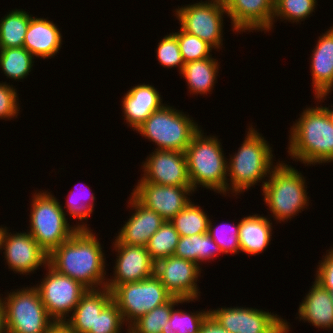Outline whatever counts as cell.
<instances>
[{
  "mask_svg": "<svg viewBox=\"0 0 333 333\" xmlns=\"http://www.w3.org/2000/svg\"><path fill=\"white\" fill-rule=\"evenodd\" d=\"M95 234L91 229H78L48 256V264L53 269L88 290L105 288L107 284L106 257Z\"/></svg>",
  "mask_w": 333,
  "mask_h": 333,
  "instance_id": "obj_1",
  "label": "cell"
},
{
  "mask_svg": "<svg viewBox=\"0 0 333 333\" xmlns=\"http://www.w3.org/2000/svg\"><path fill=\"white\" fill-rule=\"evenodd\" d=\"M293 122L288 154L305 166L333 162V123L323 106L307 107Z\"/></svg>",
  "mask_w": 333,
  "mask_h": 333,
  "instance_id": "obj_2",
  "label": "cell"
},
{
  "mask_svg": "<svg viewBox=\"0 0 333 333\" xmlns=\"http://www.w3.org/2000/svg\"><path fill=\"white\" fill-rule=\"evenodd\" d=\"M248 127L247 135L238 151L227 159V193L236 196L248 191L260 181L262 187L276 166L273 163V150L257 129ZM229 182V183H228ZM229 191V192H228Z\"/></svg>",
  "mask_w": 333,
  "mask_h": 333,
  "instance_id": "obj_3",
  "label": "cell"
},
{
  "mask_svg": "<svg viewBox=\"0 0 333 333\" xmlns=\"http://www.w3.org/2000/svg\"><path fill=\"white\" fill-rule=\"evenodd\" d=\"M202 128L185 150L192 189L205 187L218 194H227V158L215 135H204Z\"/></svg>",
  "mask_w": 333,
  "mask_h": 333,
  "instance_id": "obj_4",
  "label": "cell"
},
{
  "mask_svg": "<svg viewBox=\"0 0 333 333\" xmlns=\"http://www.w3.org/2000/svg\"><path fill=\"white\" fill-rule=\"evenodd\" d=\"M306 177L284 161L276 162L262 190L263 200L270 217L278 222H287L309 206ZM295 215V216H294Z\"/></svg>",
  "mask_w": 333,
  "mask_h": 333,
  "instance_id": "obj_5",
  "label": "cell"
},
{
  "mask_svg": "<svg viewBox=\"0 0 333 333\" xmlns=\"http://www.w3.org/2000/svg\"><path fill=\"white\" fill-rule=\"evenodd\" d=\"M28 231L39 246L50 254L78 229L68 223L65 210L51 192L39 191L32 196ZM72 226V227H71Z\"/></svg>",
  "mask_w": 333,
  "mask_h": 333,
  "instance_id": "obj_6",
  "label": "cell"
},
{
  "mask_svg": "<svg viewBox=\"0 0 333 333\" xmlns=\"http://www.w3.org/2000/svg\"><path fill=\"white\" fill-rule=\"evenodd\" d=\"M200 127L189 114L165 104L154 111L135 131L155 143V150L185 152Z\"/></svg>",
  "mask_w": 333,
  "mask_h": 333,
  "instance_id": "obj_7",
  "label": "cell"
},
{
  "mask_svg": "<svg viewBox=\"0 0 333 333\" xmlns=\"http://www.w3.org/2000/svg\"><path fill=\"white\" fill-rule=\"evenodd\" d=\"M6 329L10 333H50L57 323L49 316L35 286L7 292Z\"/></svg>",
  "mask_w": 333,
  "mask_h": 333,
  "instance_id": "obj_8",
  "label": "cell"
},
{
  "mask_svg": "<svg viewBox=\"0 0 333 333\" xmlns=\"http://www.w3.org/2000/svg\"><path fill=\"white\" fill-rule=\"evenodd\" d=\"M111 293L127 329L141 316L172 297L155 275L141 281L120 284Z\"/></svg>",
  "mask_w": 333,
  "mask_h": 333,
  "instance_id": "obj_9",
  "label": "cell"
},
{
  "mask_svg": "<svg viewBox=\"0 0 333 333\" xmlns=\"http://www.w3.org/2000/svg\"><path fill=\"white\" fill-rule=\"evenodd\" d=\"M175 17L185 32L206 41L216 51L223 46L224 14L227 15L224 0H206L183 5L175 9Z\"/></svg>",
  "mask_w": 333,
  "mask_h": 333,
  "instance_id": "obj_10",
  "label": "cell"
},
{
  "mask_svg": "<svg viewBox=\"0 0 333 333\" xmlns=\"http://www.w3.org/2000/svg\"><path fill=\"white\" fill-rule=\"evenodd\" d=\"M45 268L46 275L41 283L34 286L49 316L57 324H63L88 289L69 276L60 274L49 264Z\"/></svg>",
  "mask_w": 333,
  "mask_h": 333,
  "instance_id": "obj_11",
  "label": "cell"
},
{
  "mask_svg": "<svg viewBox=\"0 0 333 333\" xmlns=\"http://www.w3.org/2000/svg\"><path fill=\"white\" fill-rule=\"evenodd\" d=\"M209 315L230 333H289L291 329L279 315L252 307L209 309Z\"/></svg>",
  "mask_w": 333,
  "mask_h": 333,
  "instance_id": "obj_12",
  "label": "cell"
},
{
  "mask_svg": "<svg viewBox=\"0 0 333 333\" xmlns=\"http://www.w3.org/2000/svg\"><path fill=\"white\" fill-rule=\"evenodd\" d=\"M3 226L0 233V251L4 250V260L14 273L30 275L35 270L48 265V256L32 235L27 232H9Z\"/></svg>",
  "mask_w": 333,
  "mask_h": 333,
  "instance_id": "obj_13",
  "label": "cell"
},
{
  "mask_svg": "<svg viewBox=\"0 0 333 333\" xmlns=\"http://www.w3.org/2000/svg\"><path fill=\"white\" fill-rule=\"evenodd\" d=\"M201 269L197 263L171 255L155 263L154 275L173 297L198 301Z\"/></svg>",
  "mask_w": 333,
  "mask_h": 333,
  "instance_id": "obj_14",
  "label": "cell"
},
{
  "mask_svg": "<svg viewBox=\"0 0 333 333\" xmlns=\"http://www.w3.org/2000/svg\"><path fill=\"white\" fill-rule=\"evenodd\" d=\"M131 193L142 205L170 221L185 208L195 192L192 186H170L145 182L142 178Z\"/></svg>",
  "mask_w": 333,
  "mask_h": 333,
  "instance_id": "obj_15",
  "label": "cell"
},
{
  "mask_svg": "<svg viewBox=\"0 0 333 333\" xmlns=\"http://www.w3.org/2000/svg\"><path fill=\"white\" fill-rule=\"evenodd\" d=\"M141 177L145 182L170 185L191 186L185 152L154 150L142 162Z\"/></svg>",
  "mask_w": 333,
  "mask_h": 333,
  "instance_id": "obj_16",
  "label": "cell"
},
{
  "mask_svg": "<svg viewBox=\"0 0 333 333\" xmlns=\"http://www.w3.org/2000/svg\"><path fill=\"white\" fill-rule=\"evenodd\" d=\"M112 245L113 250L117 252V258L114 260V273L110 276L111 279L107 278L106 288L110 291L120 284L141 281L154 275L155 262L146 247L122 243Z\"/></svg>",
  "mask_w": 333,
  "mask_h": 333,
  "instance_id": "obj_17",
  "label": "cell"
},
{
  "mask_svg": "<svg viewBox=\"0 0 333 333\" xmlns=\"http://www.w3.org/2000/svg\"><path fill=\"white\" fill-rule=\"evenodd\" d=\"M224 4L233 32L272 30L274 0H224Z\"/></svg>",
  "mask_w": 333,
  "mask_h": 333,
  "instance_id": "obj_18",
  "label": "cell"
},
{
  "mask_svg": "<svg viewBox=\"0 0 333 333\" xmlns=\"http://www.w3.org/2000/svg\"><path fill=\"white\" fill-rule=\"evenodd\" d=\"M134 210L127 222L118 231L113 243H122L128 246L146 247L151 236L164 224V220L155 211L142 205L132 194L128 206Z\"/></svg>",
  "mask_w": 333,
  "mask_h": 333,
  "instance_id": "obj_19",
  "label": "cell"
},
{
  "mask_svg": "<svg viewBox=\"0 0 333 333\" xmlns=\"http://www.w3.org/2000/svg\"><path fill=\"white\" fill-rule=\"evenodd\" d=\"M316 43L310 58L312 87L317 102H324L333 91V25Z\"/></svg>",
  "mask_w": 333,
  "mask_h": 333,
  "instance_id": "obj_20",
  "label": "cell"
},
{
  "mask_svg": "<svg viewBox=\"0 0 333 333\" xmlns=\"http://www.w3.org/2000/svg\"><path fill=\"white\" fill-rule=\"evenodd\" d=\"M161 96L154 85L140 83L133 86L121 99L126 124L133 131L140 127L154 111L165 105Z\"/></svg>",
  "mask_w": 333,
  "mask_h": 333,
  "instance_id": "obj_21",
  "label": "cell"
},
{
  "mask_svg": "<svg viewBox=\"0 0 333 333\" xmlns=\"http://www.w3.org/2000/svg\"><path fill=\"white\" fill-rule=\"evenodd\" d=\"M48 18L31 17L23 47L34 57H55L62 45V34L58 26Z\"/></svg>",
  "mask_w": 333,
  "mask_h": 333,
  "instance_id": "obj_22",
  "label": "cell"
},
{
  "mask_svg": "<svg viewBox=\"0 0 333 333\" xmlns=\"http://www.w3.org/2000/svg\"><path fill=\"white\" fill-rule=\"evenodd\" d=\"M111 300L112 293L106 287L88 290L62 325L72 333H89L90 330H95L97 315Z\"/></svg>",
  "mask_w": 333,
  "mask_h": 333,
  "instance_id": "obj_23",
  "label": "cell"
},
{
  "mask_svg": "<svg viewBox=\"0 0 333 333\" xmlns=\"http://www.w3.org/2000/svg\"><path fill=\"white\" fill-rule=\"evenodd\" d=\"M298 308L299 321L312 324L316 328L333 330V301L331 292L316 280Z\"/></svg>",
  "mask_w": 333,
  "mask_h": 333,
  "instance_id": "obj_24",
  "label": "cell"
},
{
  "mask_svg": "<svg viewBox=\"0 0 333 333\" xmlns=\"http://www.w3.org/2000/svg\"><path fill=\"white\" fill-rule=\"evenodd\" d=\"M268 216L253 214L239 221V243L241 252L259 255L271 245L272 221Z\"/></svg>",
  "mask_w": 333,
  "mask_h": 333,
  "instance_id": "obj_25",
  "label": "cell"
},
{
  "mask_svg": "<svg viewBox=\"0 0 333 333\" xmlns=\"http://www.w3.org/2000/svg\"><path fill=\"white\" fill-rule=\"evenodd\" d=\"M219 68L218 60L211 56L204 60L185 63L180 75L185 78L190 94L207 95L216 84Z\"/></svg>",
  "mask_w": 333,
  "mask_h": 333,
  "instance_id": "obj_26",
  "label": "cell"
},
{
  "mask_svg": "<svg viewBox=\"0 0 333 333\" xmlns=\"http://www.w3.org/2000/svg\"><path fill=\"white\" fill-rule=\"evenodd\" d=\"M219 254L222 252L218 244L208 233L180 237L174 253L175 256L197 263L199 266L202 262L214 261L213 259Z\"/></svg>",
  "mask_w": 333,
  "mask_h": 333,
  "instance_id": "obj_27",
  "label": "cell"
},
{
  "mask_svg": "<svg viewBox=\"0 0 333 333\" xmlns=\"http://www.w3.org/2000/svg\"><path fill=\"white\" fill-rule=\"evenodd\" d=\"M33 15L13 9L0 20V49L23 47L26 31Z\"/></svg>",
  "mask_w": 333,
  "mask_h": 333,
  "instance_id": "obj_28",
  "label": "cell"
},
{
  "mask_svg": "<svg viewBox=\"0 0 333 333\" xmlns=\"http://www.w3.org/2000/svg\"><path fill=\"white\" fill-rule=\"evenodd\" d=\"M195 299H181L171 297L166 303L161 304L136 320L130 327L129 333H161L170 319L171 310L177 304L195 302Z\"/></svg>",
  "mask_w": 333,
  "mask_h": 333,
  "instance_id": "obj_29",
  "label": "cell"
},
{
  "mask_svg": "<svg viewBox=\"0 0 333 333\" xmlns=\"http://www.w3.org/2000/svg\"><path fill=\"white\" fill-rule=\"evenodd\" d=\"M209 216L203 207L190 202L185 208L177 213L170 223L179 233L180 237L192 236L208 232Z\"/></svg>",
  "mask_w": 333,
  "mask_h": 333,
  "instance_id": "obj_30",
  "label": "cell"
},
{
  "mask_svg": "<svg viewBox=\"0 0 333 333\" xmlns=\"http://www.w3.org/2000/svg\"><path fill=\"white\" fill-rule=\"evenodd\" d=\"M36 59L24 47L0 49V68L6 78L23 80L31 72Z\"/></svg>",
  "mask_w": 333,
  "mask_h": 333,
  "instance_id": "obj_31",
  "label": "cell"
},
{
  "mask_svg": "<svg viewBox=\"0 0 333 333\" xmlns=\"http://www.w3.org/2000/svg\"><path fill=\"white\" fill-rule=\"evenodd\" d=\"M180 235L170 221L164 224L151 236L146 249L152 260L157 261L174 255Z\"/></svg>",
  "mask_w": 333,
  "mask_h": 333,
  "instance_id": "obj_32",
  "label": "cell"
},
{
  "mask_svg": "<svg viewBox=\"0 0 333 333\" xmlns=\"http://www.w3.org/2000/svg\"><path fill=\"white\" fill-rule=\"evenodd\" d=\"M208 316L209 310L187 312L181 309L175 310L174 307L171 310L170 319L161 333H199Z\"/></svg>",
  "mask_w": 333,
  "mask_h": 333,
  "instance_id": "obj_33",
  "label": "cell"
},
{
  "mask_svg": "<svg viewBox=\"0 0 333 333\" xmlns=\"http://www.w3.org/2000/svg\"><path fill=\"white\" fill-rule=\"evenodd\" d=\"M317 0H274L273 24L280 18L291 23H300L315 12ZM276 19V20H275Z\"/></svg>",
  "mask_w": 333,
  "mask_h": 333,
  "instance_id": "obj_34",
  "label": "cell"
},
{
  "mask_svg": "<svg viewBox=\"0 0 333 333\" xmlns=\"http://www.w3.org/2000/svg\"><path fill=\"white\" fill-rule=\"evenodd\" d=\"M85 187V186H84ZM88 189L86 190L87 192L82 194L81 193H77L76 187L74 190H71V192L67 195V200H66V204L65 206L61 205V208L64 210L65 207V215L69 214L71 219L74 220L78 219V221H82L81 223L78 222V224L76 223L75 227L77 229H90V227H88L86 223H83L84 220L87 221L88 217L90 216V214L93 213L94 211V204H95V194L91 193V190L88 186H86ZM85 187V188H86ZM89 190V191H88ZM85 191V189H84ZM80 192V191H78ZM78 194V196H77ZM80 195V196H79ZM87 198V199H86ZM68 212V213H66Z\"/></svg>",
  "mask_w": 333,
  "mask_h": 333,
  "instance_id": "obj_35",
  "label": "cell"
},
{
  "mask_svg": "<svg viewBox=\"0 0 333 333\" xmlns=\"http://www.w3.org/2000/svg\"><path fill=\"white\" fill-rule=\"evenodd\" d=\"M209 220L208 234L218 244L222 254H239L241 252L239 243V222L237 224L223 222L220 225H213Z\"/></svg>",
  "mask_w": 333,
  "mask_h": 333,
  "instance_id": "obj_36",
  "label": "cell"
},
{
  "mask_svg": "<svg viewBox=\"0 0 333 333\" xmlns=\"http://www.w3.org/2000/svg\"><path fill=\"white\" fill-rule=\"evenodd\" d=\"M174 34L177 37L184 64L191 61L204 60L212 56L210 52L214 48L206 41L185 32L181 28Z\"/></svg>",
  "mask_w": 333,
  "mask_h": 333,
  "instance_id": "obj_37",
  "label": "cell"
},
{
  "mask_svg": "<svg viewBox=\"0 0 333 333\" xmlns=\"http://www.w3.org/2000/svg\"><path fill=\"white\" fill-rule=\"evenodd\" d=\"M156 56L160 65L164 68H177L179 74L181 73L184 62L181 56L179 43L174 32L169 33L164 36L162 40L159 41L156 48Z\"/></svg>",
  "mask_w": 333,
  "mask_h": 333,
  "instance_id": "obj_38",
  "label": "cell"
},
{
  "mask_svg": "<svg viewBox=\"0 0 333 333\" xmlns=\"http://www.w3.org/2000/svg\"><path fill=\"white\" fill-rule=\"evenodd\" d=\"M124 324L121 312L116 303L111 300L97 315L95 330H90L89 333H122Z\"/></svg>",
  "mask_w": 333,
  "mask_h": 333,
  "instance_id": "obj_39",
  "label": "cell"
},
{
  "mask_svg": "<svg viewBox=\"0 0 333 333\" xmlns=\"http://www.w3.org/2000/svg\"><path fill=\"white\" fill-rule=\"evenodd\" d=\"M17 90L13 85L10 86L5 82H0V120H12L17 118L20 113V104Z\"/></svg>",
  "mask_w": 333,
  "mask_h": 333,
  "instance_id": "obj_40",
  "label": "cell"
},
{
  "mask_svg": "<svg viewBox=\"0 0 333 333\" xmlns=\"http://www.w3.org/2000/svg\"><path fill=\"white\" fill-rule=\"evenodd\" d=\"M324 257V258H323ZM314 275L315 280L324 288L333 291V248L327 250L326 255H323Z\"/></svg>",
  "mask_w": 333,
  "mask_h": 333,
  "instance_id": "obj_41",
  "label": "cell"
},
{
  "mask_svg": "<svg viewBox=\"0 0 333 333\" xmlns=\"http://www.w3.org/2000/svg\"><path fill=\"white\" fill-rule=\"evenodd\" d=\"M199 333H230L222 328L210 315L202 324Z\"/></svg>",
  "mask_w": 333,
  "mask_h": 333,
  "instance_id": "obj_42",
  "label": "cell"
},
{
  "mask_svg": "<svg viewBox=\"0 0 333 333\" xmlns=\"http://www.w3.org/2000/svg\"><path fill=\"white\" fill-rule=\"evenodd\" d=\"M6 316H5V305L4 300L0 296V333H6Z\"/></svg>",
  "mask_w": 333,
  "mask_h": 333,
  "instance_id": "obj_43",
  "label": "cell"
},
{
  "mask_svg": "<svg viewBox=\"0 0 333 333\" xmlns=\"http://www.w3.org/2000/svg\"><path fill=\"white\" fill-rule=\"evenodd\" d=\"M50 333H72L67 330L62 324H57V326Z\"/></svg>",
  "mask_w": 333,
  "mask_h": 333,
  "instance_id": "obj_44",
  "label": "cell"
},
{
  "mask_svg": "<svg viewBox=\"0 0 333 333\" xmlns=\"http://www.w3.org/2000/svg\"><path fill=\"white\" fill-rule=\"evenodd\" d=\"M329 107H331V108H329ZM332 107H333V104H331V106H328V107L324 106L323 108L327 112L331 122L333 123V108Z\"/></svg>",
  "mask_w": 333,
  "mask_h": 333,
  "instance_id": "obj_45",
  "label": "cell"
},
{
  "mask_svg": "<svg viewBox=\"0 0 333 333\" xmlns=\"http://www.w3.org/2000/svg\"><path fill=\"white\" fill-rule=\"evenodd\" d=\"M331 298H332V301H333V291L331 292Z\"/></svg>",
  "mask_w": 333,
  "mask_h": 333,
  "instance_id": "obj_46",
  "label": "cell"
}]
</instances>
